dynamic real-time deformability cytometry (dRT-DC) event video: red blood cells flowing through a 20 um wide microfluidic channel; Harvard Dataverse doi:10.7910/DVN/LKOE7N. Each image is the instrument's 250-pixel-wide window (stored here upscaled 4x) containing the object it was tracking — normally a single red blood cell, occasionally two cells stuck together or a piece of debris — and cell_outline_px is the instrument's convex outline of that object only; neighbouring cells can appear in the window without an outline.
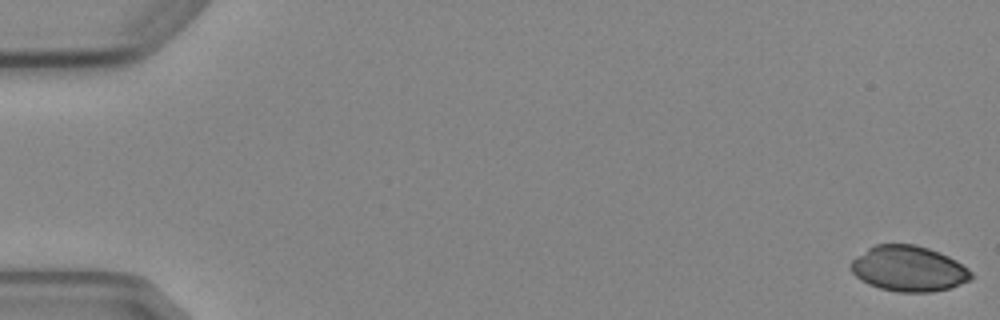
{"species": "Egyptian fruit bat (a non-hibernating species)", "species_latin": "Rousettus aegyptiacus", "temperature_condition": "cold", "stored_images_in_passage": 8, "camera_frame_rate_fps": 3000, "um_per_image_px": 0.085, "animal": {"sex": "female"}, "frame": {"image": 1, "passage_image": 1, "time_ms": 0.0, "image_size_px": [1000, 320], "cell_outline_px": [[972, 280], [948, 288], [932, 292], [896, 292], [880, 288], [868, 284], [860, 280], [852, 272], [852, 260], [856, 256], [868, 248], [876, 244], [916, 244], [940, 252], [956, 260], [968, 268], [972, 272]], "centroid_in_image_um": [77.25, 22.83], "position_along_channel_um": 7.8, "area_um2": 31.96}}
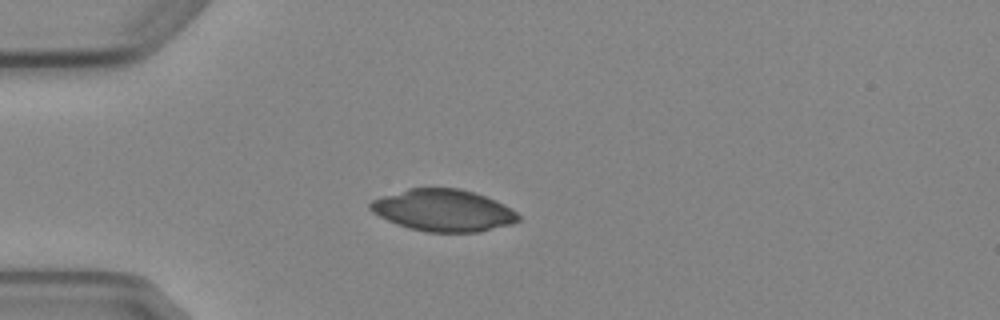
{"frame": {"image": 2, "passage_image": 5, "time_ms": 4.667, "image_size_px": [1000, 320], "cell_outline_px": [[520, 220], [512, 224], [480, 232], [428, 232], [408, 228], [396, 224], [372, 212], [368, 208], [368, 204], [372, 200], [380, 196], [408, 188], [460, 188], [496, 200], [504, 204], [516, 212], [520, 216]], "centroid_in_image_um": [37.66, 17.88], "position_along_channel_um": 47.3, "area_um2": 36.3}}
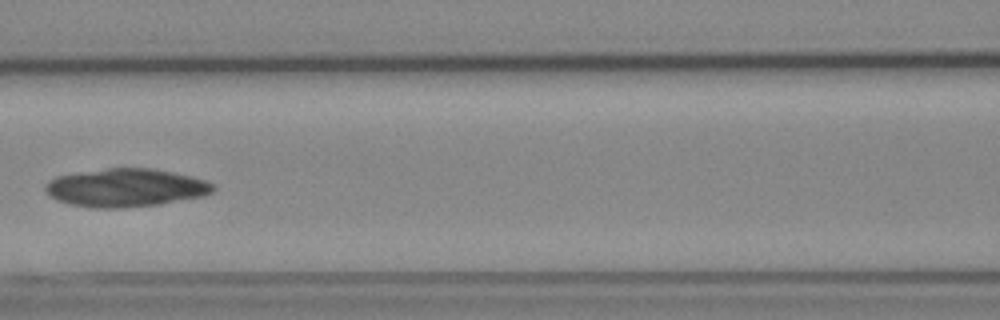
{"frame": {"image": 3, "passage_image": 8, "time_ms": 8.0, "image_size_px": [1000, 320], "cell_outline_px": [[216, 188], [212, 192], [204, 196], [160, 204], [120, 208], [92, 208], [72, 204], [56, 200], [44, 188], [48, 180], [56, 176], [80, 172], [108, 168], [152, 168], [192, 176], [216, 184]], "centroid_in_image_um": [10.72, 15.95], "position_along_channel_um": 155.9, "area_um2": 37.34}}